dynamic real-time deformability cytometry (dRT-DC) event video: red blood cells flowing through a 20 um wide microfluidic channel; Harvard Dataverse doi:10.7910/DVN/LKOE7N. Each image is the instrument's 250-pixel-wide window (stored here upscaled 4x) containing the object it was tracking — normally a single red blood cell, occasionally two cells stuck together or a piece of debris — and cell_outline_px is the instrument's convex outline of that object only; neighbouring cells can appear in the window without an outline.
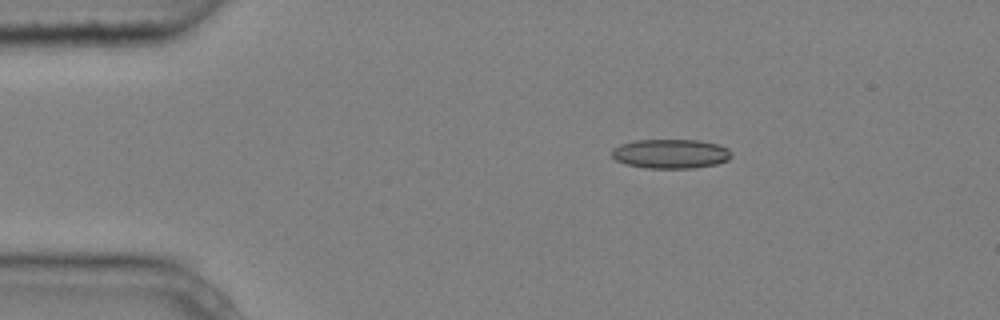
{"species": "common noctule bat (a hibernating species)", "species_latin": "Nyctalus noctula", "temperature_condition": "cold", "stored_images_in_passage": 3, "segment_of_instrument_passage": [1, 2], "camera_frame_rate_fps": 3000, "um_per_image_px": 0.085, "animal": {"sex": "male", "body_mass_g": 20.4}, "frame": {"image": 1, "passage_image": 1, "time_ms": 0.0, "image_size_px": [1000, 320], "cell_outline_px": [[732, 156], [728, 160], [716, 164], [696, 168], [644, 168], [628, 164], [616, 160], [612, 156], [612, 148], [620, 144], [636, 140], [696, 140], [720, 144], [728, 148]], "centroid_in_image_um": [57.02, 13.07], "position_along_channel_um": 28.0, "area_um2": 20.52}}